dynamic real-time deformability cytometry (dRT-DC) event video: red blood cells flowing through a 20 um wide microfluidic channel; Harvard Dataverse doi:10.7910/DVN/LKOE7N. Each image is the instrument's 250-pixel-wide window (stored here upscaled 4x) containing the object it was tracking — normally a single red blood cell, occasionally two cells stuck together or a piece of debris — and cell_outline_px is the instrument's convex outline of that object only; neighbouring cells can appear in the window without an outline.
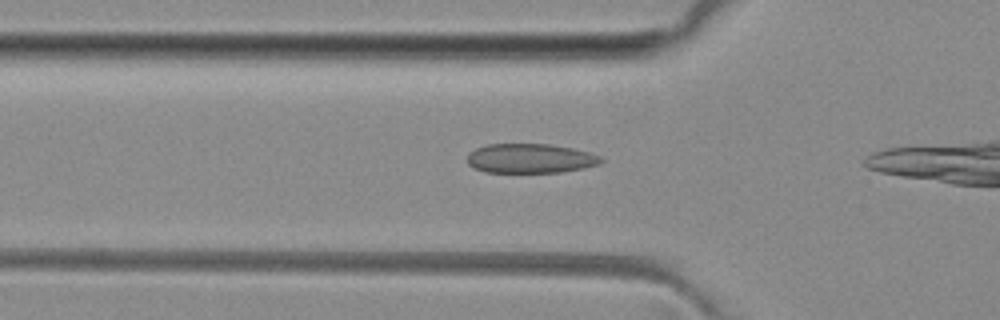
{"species": "common noctule bat (a hibernating species)", "species_latin": "Nyctalus noctula", "temperature_condition": "room temperature", "stored_images_in_passage": 6, "camera_frame_rate_fps": 3000, "um_per_image_px": 0.085, "animal": {"sex": "female", "body_mass_g": 29.2, "forearm_length_mm": 56.3}, "frame": {"image": 1, "passage_image": 4, "time_ms": 1.0, "image_size_px": [1000, 320], "cell_outline_px": [[604, 160], [600, 164], [584, 168], [560, 172], [484, 172], [472, 168], [468, 164], [468, 152], [476, 148], [488, 144], [548, 144], [572, 148], [588, 152], [600, 156]], "centroid_in_image_um": [45.05, 13.47], "position_along_channel_um": 80.7, "area_um2": 23.0}}